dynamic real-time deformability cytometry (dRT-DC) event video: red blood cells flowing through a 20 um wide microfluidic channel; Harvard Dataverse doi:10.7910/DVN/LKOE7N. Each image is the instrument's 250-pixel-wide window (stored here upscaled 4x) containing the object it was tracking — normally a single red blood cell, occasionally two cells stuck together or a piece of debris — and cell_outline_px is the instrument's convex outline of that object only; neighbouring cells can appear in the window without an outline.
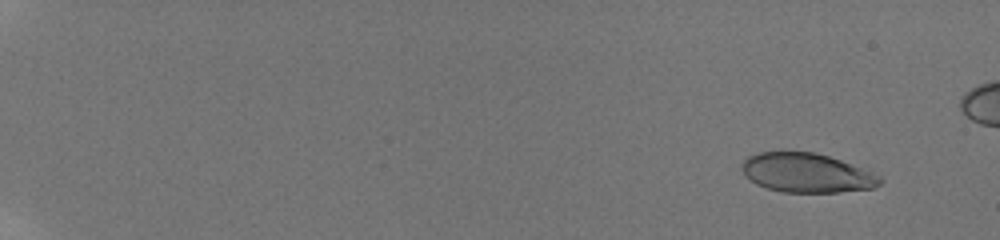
{"species": "human", "species_latin": "Homo sapiens", "temperature_condition": "room temperature", "stored_images_in_passage": 58, "camera_frame_rate_fps": 3000, "um_per_image_px": 0.085, "donor": {"sex": "male"}, "frame": {"image": 1, "passage_image": 6, "time_ms": 1.667, "image_size_px": [1000, 240], "cell_outline_px": [[880, 184], [872, 188], [840, 192], [784, 192], [768, 188], [756, 184], [744, 176], [740, 168], [740, 164], [748, 156], [756, 152], [816, 152], [840, 160], [872, 172], [880, 176]], "centroid_in_image_um": [68.5, 14.69], "position_along_channel_um": 16.5, "area_um2": 31.5}}
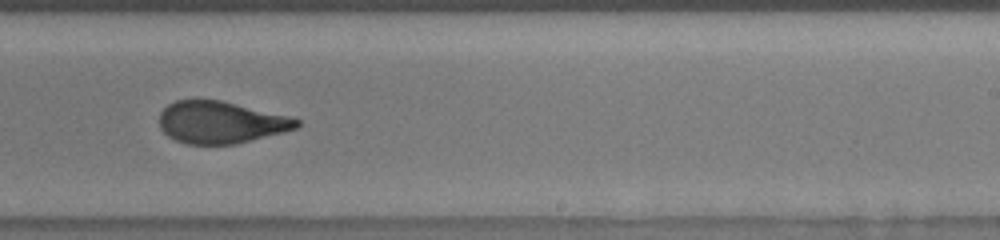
{"frame": {"image": 2, "passage_image": 41, "time_ms": 13.333, "image_size_px": [1000, 240], "cell_outline_px": [[300, 124], [296, 128], [284, 132], [236, 144], [188, 144], [176, 140], [168, 136], [160, 128], [160, 112], [168, 104], [176, 100], [220, 100], [288, 116], [300, 120]], "centroid_in_image_um": [18.75, 10.4], "position_along_channel_um": 270.2, "area_um2": 33.41}}
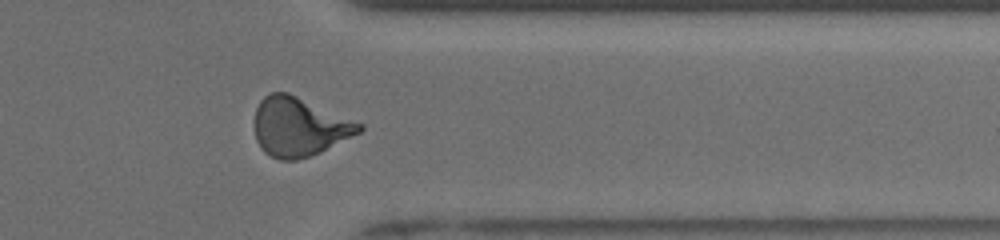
{"frame": {"image": 3, "passage_image": 50, "time_ms": 16.333, "image_size_px": [1000, 240], "cell_outline_px": [[364, 128], [360, 132], [320, 152], [296, 160], [280, 160], [264, 152], [260, 148], [256, 140], [256, 108], [260, 100], [264, 96], [272, 92], [288, 92], [364, 124]], "centroid_in_image_um": [25.43, 10.77], "position_along_channel_um": 386.0, "area_um2": 35.66}, "authors_computed_cell_mechanics": {"area_um2": 34.3043, "velocity_mm_per_s": 3.892, "shape_relaxation_time_tau1_ms": 6.7424, "shape_relaxation_time_tau2_ms": 1.065, "deformation_change_tau1": 0.2309, "deformation_change_tau2": 0.076}}